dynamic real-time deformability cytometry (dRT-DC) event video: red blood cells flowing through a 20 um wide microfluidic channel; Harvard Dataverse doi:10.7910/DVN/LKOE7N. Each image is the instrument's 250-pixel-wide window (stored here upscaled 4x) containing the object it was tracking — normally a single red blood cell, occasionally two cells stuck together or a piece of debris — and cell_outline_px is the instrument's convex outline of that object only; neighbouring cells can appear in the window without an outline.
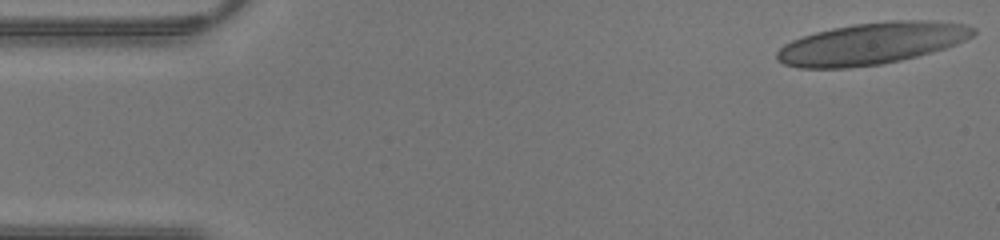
{"species": "human", "species_latin": "Homo sapiens", "temperature_condition": "warm", "stored_images_in_passage": 43, "camera_frame_rate_fps": 3000, "um_per_image_px": 0.085, "donor": {"sex": "male"}, "frame": {"image": 1, "passage_image": 1, "time_ms": 0.0, "image_size_px": [1000, 240], "cell_outline_px": [[976, 32], [972, 36], [956, 44], [944, 48], [916, 56], [900, 60], [880, 64], [848, 68], [796, 68], [784, 64], [776, 60], [776, 52], [784, 44], [792, 40], [816, 32], [832, 28], [856, 24], [892, 20], [936, 20], [964, 24], [976, 28]], "centroid_in_image_um": [74.08, 3.7], "position_along_channel_um": 10.9, "area_um2": 47.69}}
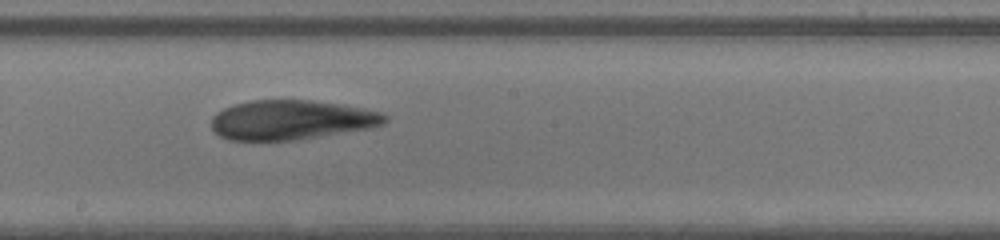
{"frame": {"image": 2, "passage_image": 23, "time_ms": 7.333, "image_size_px": [1000, 240], "cell_outline_px": [[388, 120], [384, 124], [372, 128], [296, 140], [228, 140], [220, 136], [212, 128], [212, 116], [216, 112], [224, 108], [236, 104], [252, 100], [312, 100], [340, 104], [364, 108], [380, 112], [388, 116]], "centroid_in_image_um": [24.79, 10.19], "position_along_channel_um": 223.4, "area_um2": 40.11}}
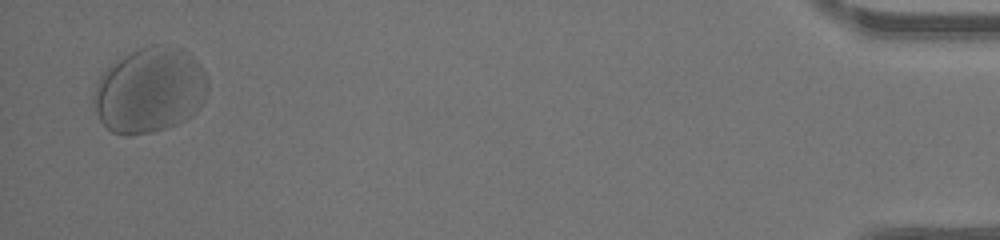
{"frame": {"image": 3, "passage_image": 42, "time_ms": 13.667, "image_size_px": [1000, 240], "cell_outline_px": [[208, 92], [200, 108], [192, 116], [168, 128], [128, 136], [124, 136], [112, 132], [100, 120], [96, 112], [92, 100], [92, 96], [96, 84], [100, 76], [116, 60], [140, 48], [152, 44], [156, 44], [184, 48], [200, 64], [208, 80]], "centroid_in_image_um": [12.75, 7.67], "position_along_channel_um": 422.5, "area_um2": 57.11}}